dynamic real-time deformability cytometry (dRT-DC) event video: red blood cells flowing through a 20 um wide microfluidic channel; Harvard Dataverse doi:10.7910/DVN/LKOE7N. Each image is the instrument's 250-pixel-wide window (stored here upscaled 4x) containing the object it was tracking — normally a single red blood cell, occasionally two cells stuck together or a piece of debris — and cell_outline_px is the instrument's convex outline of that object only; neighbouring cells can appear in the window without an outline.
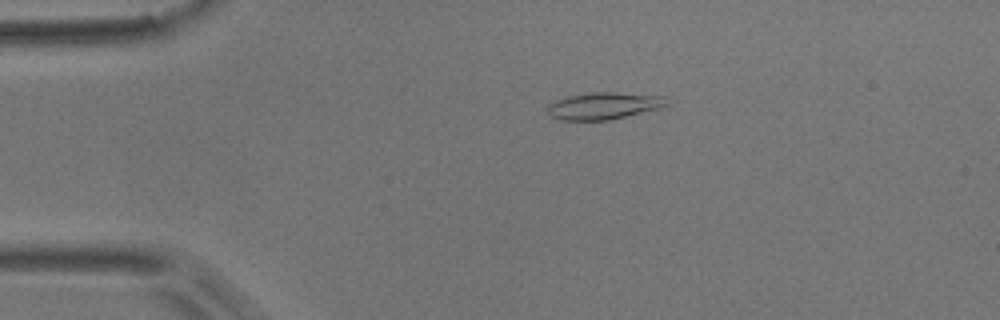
{"species": "common noctule bat (a hibernating species)", "species_latin": "Nyctalus noctula", "temperature_condition": "room temperature", "stored_images_in_passage": 44, "camera_frame_rate_fps": 3000, "um_per_image_px": 0.085, "animal": {"sex": "male", "body_mass_g": 17.9}, "frame": {"image": 1, "passage_image": 2, "time_ms": 0.333, "image_size_px": [1000, 320], "cell_outline_px": [[668, 104], [660, 108], [608, 120], [560, 120], [552, 116], [548, 112], [548, 104], [556, 100], [568, 96], [592, 92], [612, 92], [664, 96]], "centroid_in_image_um": [51.3, 8.99], "position_along_channel_um": 33.7, "area_um2": 18.5}}
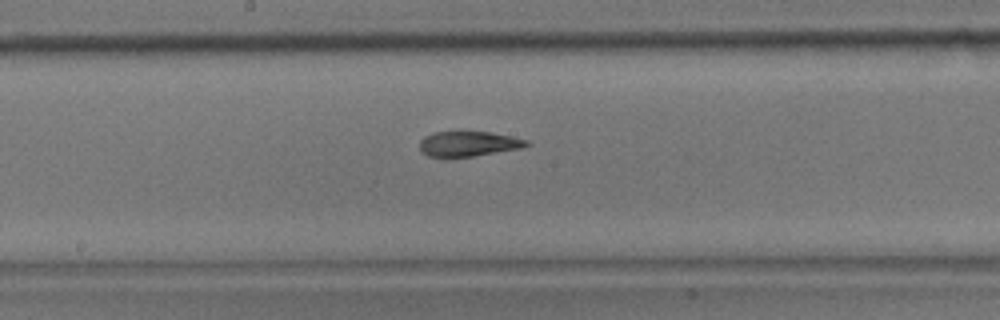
{"frame": {"image": 2, "passage_image": 19, "time_ms": 6.0, "image_size_px": [1000, 320], "cell_outline_px": [[532, 144], [524, 148], [472, 156], [428, 156], [420, 148], [420, 140], [424, 136], [432, 132], [460, 128], [488, 132], [512, 136], [528, 140]], "centroid_in_image_um": [39.84, 12.15], "position_along_channel_um": 208.4, "area_um2": 16.3}}
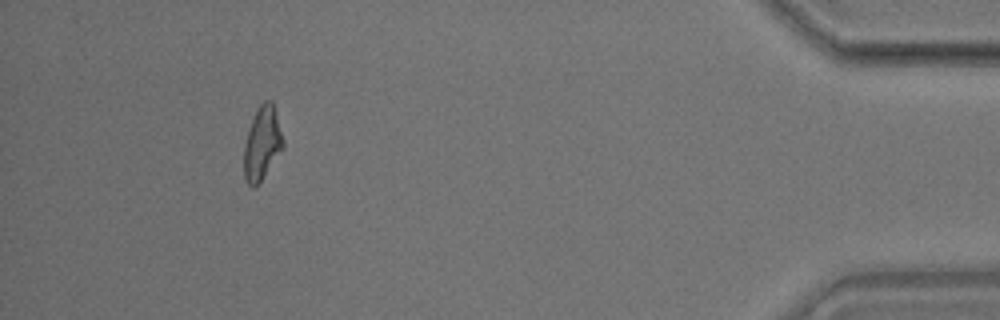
{"frame": {"image": 3, "passage_image": 40, "time_ms": 13.0, "image_size_px": [1000, 320], "cell_outline_px": [[284, 148], [260, 180], [252, 188], [248, 184], [244, 176], [244, 144], [256, 108], [264, 100], [272, 100], [284, 140]], "centroid_in_image_um": [22.29, 12.14], "position_along_channel_um": 412.9, "area_um2": 16.53}, "authors_computed_cell_mechanics": {"area_um2": 16.5886, "velocity_mm_per_s": 3.7957, "shape_relaxation_time_tau1_ms": 7.1745, "shape_relaxation_time_tau2_ms": 2.4047, "deformation_change_tau1": 0.1871, "deformation_change_tau2": 0.0885}}